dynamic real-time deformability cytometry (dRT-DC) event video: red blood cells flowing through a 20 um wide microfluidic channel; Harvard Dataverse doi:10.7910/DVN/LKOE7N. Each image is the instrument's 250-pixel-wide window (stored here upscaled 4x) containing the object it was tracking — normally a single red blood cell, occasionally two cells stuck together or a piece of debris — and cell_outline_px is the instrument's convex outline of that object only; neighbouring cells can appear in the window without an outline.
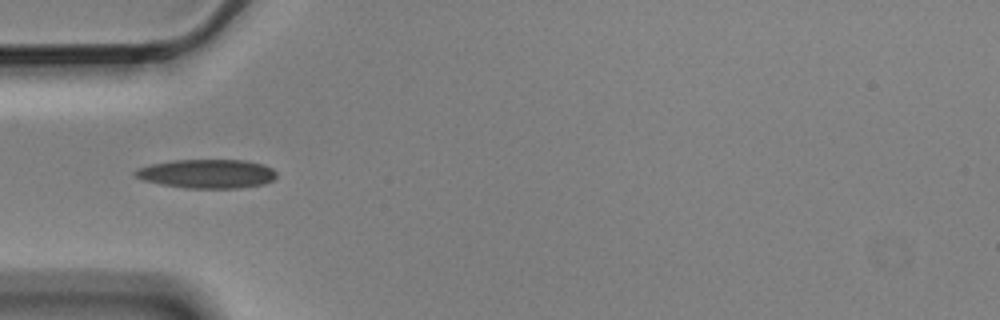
{"species": "Egyptian fruit bat (a non-hibernating species)", "species_latin": "Rousettus aegyptiacus", "temperature_condition": "cold", "stored_images_in_passage": 3, "camera_frame_rate_fps": 3000, "um_per_image_px": 0.085, "animal": {"sex": "male"}, "frame": {"image": 1, "passage_image": 2, "time_ms": 0.333, "image_size_px": [1000, 320], "cell_outline_px": [[276, 176], [272, 180], [264, 184], [240, 188], [184, 188], [160, 184], [144, 180], [136, 176], [132, 172], [136, 168], [152, 164], [172, 160], [244, 160], [264, 164], [272, 168], [276, 172]], "centroid_in_image_um": [17.59, 14.77], "position_along_channel_um": 67.4, "area_um2": 23.93}}
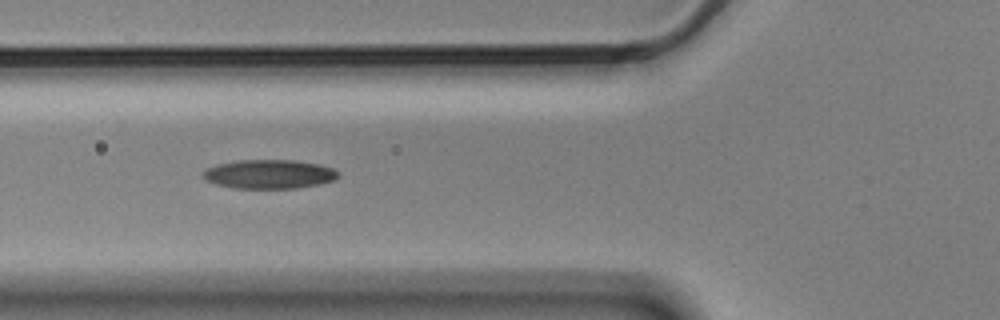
{"frame": {"image": 2, "passage_image": 3, "time_ms": 0.667, "image_size_px": [1000, 320], "cell_outline_px": [[336, 176], [332, 180], [316, 184], [296, 188], [232, 188], [216, 184], [200, 176], [204, 168], [216, 164], [240, 160], [292, 160], [320, 164], [332, 168], [336, 172]], "centroid_in_image_um": [22.78, 14.79], "position_along_channel_um": 103.0, "area_um2": 22.66}}